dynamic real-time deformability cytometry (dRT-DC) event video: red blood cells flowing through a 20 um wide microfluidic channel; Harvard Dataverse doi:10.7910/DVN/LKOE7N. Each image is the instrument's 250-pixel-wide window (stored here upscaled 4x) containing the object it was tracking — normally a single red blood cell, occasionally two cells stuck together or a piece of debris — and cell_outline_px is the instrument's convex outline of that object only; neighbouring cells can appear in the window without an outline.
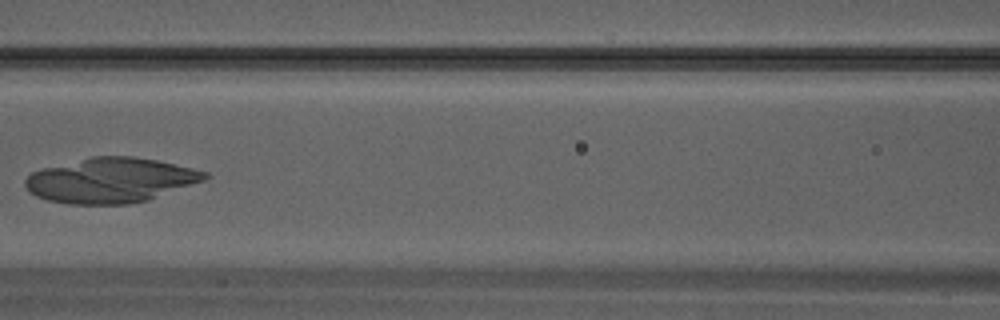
{"species": "Egyptian fruit bat (a non-hibernating species)", "species_latin": "Rousettus aegyptiacus", "temperature_condition": "warm", "stored_images_in_passage": 30, "camera_frame_rate_fps": 3000, "um_per_image_px": 0.085, "animal": {"sex": "male"}, "frame": {"image": 1, "passage_image": 13, "time_ms": 4.0, "image_size_px": [1000, 320], "cell_outline_px": [[212, 176], [204, 180], [148, 200], [128, 204], [68, 204], [48, 200], [36, 196], [24, 184], [24, 180], [32, 172], [40, 168], [92, 156], [132, 156], [156, 160], [192, 168], [208, 172]], "centroid_in_image_um": [9.4, 15.32], "position_along_channel_um": 157.2, "area_um2": 46.93}}